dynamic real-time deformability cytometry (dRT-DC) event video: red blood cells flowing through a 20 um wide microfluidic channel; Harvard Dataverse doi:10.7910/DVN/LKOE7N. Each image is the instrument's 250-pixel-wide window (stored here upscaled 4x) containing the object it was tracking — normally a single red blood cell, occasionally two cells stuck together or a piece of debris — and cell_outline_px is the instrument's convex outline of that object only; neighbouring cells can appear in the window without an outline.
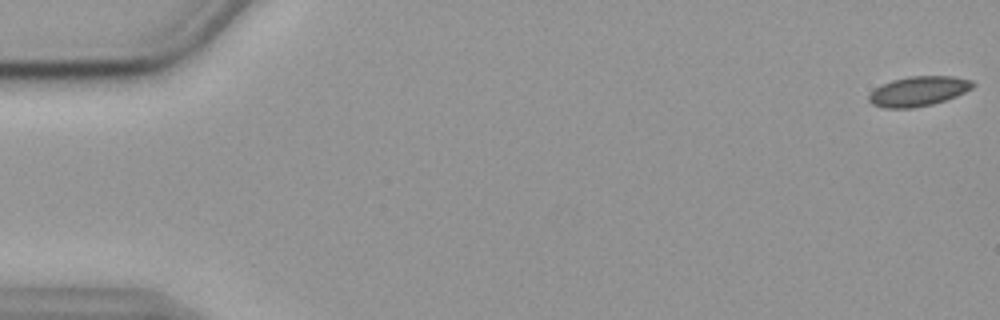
{"species": "common noctule bat (a hibernating species)", "species_latin": "Nyctalus noctula", "temperature_condition": "cold", "stored_images_in_passage": 57, "camera_frame_rate_fps": 3000, "um_per_image_px": 0.085, "animal": {"sex": "female", "body_mass_g": 19.9}, "frame": {"image": 1, "passage_image": 1, "time_ms": 0.0, "image_size_px": [1000, 320], "cell_outline_px": [[976, 84], [972, 88], [956, 96], [932, 104], [912, 108], [884, 108], [872, 104], [868, 100], [868, 92], [880, 84], [892, 80], [908, 76], [952, 76], [972, 80]], "centroid_in_image_um": [78.02, 7.74], "position_along_channel_um": 7.0, "area_um2": 18.21}}
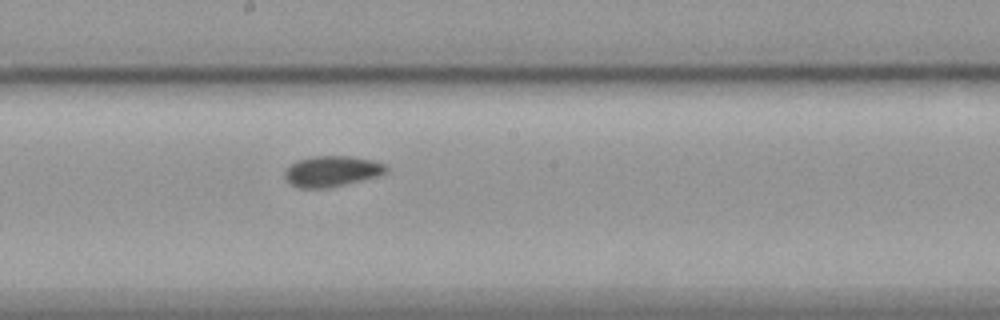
{"frame": {"image": 2, "passage_image": 31, "time_ms": 10.0, "image_size_px": [1000, 320], "cell_outline_px": [[388, 172], [380, 176], [328, 188], [300, 188], [284, 180], [284, 168], [296, 160], [312, 156], [352, 156], [372, 160], [388, 164]], "centroid_in_image_um": [28.21, 14.55], "position_along_channel_um": 220.0, "area_um2": 18.61}}
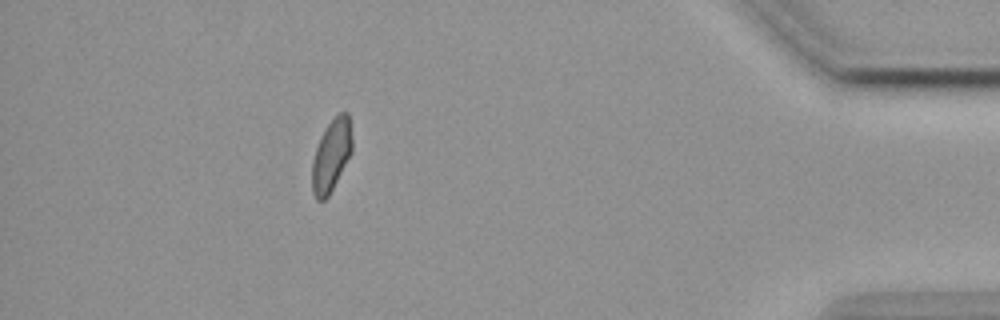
{"frame": {"image": 3, "passage_image": 51, "time_ms": 16.667, "image_size_px": [1000, 320], "cell_outline_px": [[352, 152], [328, 196], [324, 200], [316, 200], [312, 192], [312, 160], [316, 148], [328, 124], [340, 112], [348, 112], [352, 136]], "centroid_in_image_um": [28.17, 13.22], "position_along_channel_um": 407.0, "area_um2": 16.59}, "authors_computed_cell_mechanics": {"area_um2": 17.8602, "velocity_mm_per_s": 3.5611, "shape_relaxation_time_tau1_ms": null, "shape_relaxation_time_tau2_ms": 2.627, "deformation_change_tau1": null, "deformation_change_tau2": 0.0509}}